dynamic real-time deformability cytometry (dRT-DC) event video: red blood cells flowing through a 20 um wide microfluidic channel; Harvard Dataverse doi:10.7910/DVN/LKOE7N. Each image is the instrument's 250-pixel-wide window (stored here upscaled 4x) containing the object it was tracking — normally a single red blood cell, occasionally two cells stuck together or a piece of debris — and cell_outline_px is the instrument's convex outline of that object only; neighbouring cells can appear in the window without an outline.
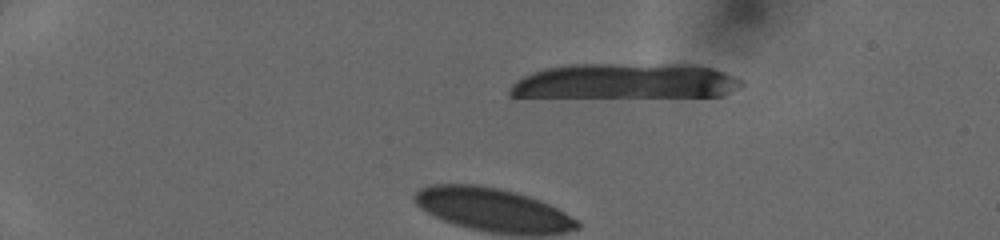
{"species": "human", "species_latin": "Homo sapiens", "temperature_condition": "cold", "stored_images_in_passage": 12, "camera_frame_rate_fps": 3000, "um_per_image_px": 0.085, "donor": {"sex": "female"}, "frame": {"image": 1, "passage_image": 1, "time_ms": 0.0, "image_size_px": [1000, 240], "cell_outline_px": [[744, 84], [732, 92], [724, 96], [508, 96], [508, 88], [516, 80], [532, 72], [544, 68], [568, 64], [700, 64], [724, 72], [740, 80]], "centroid_in_image_um": [53.18, 6.89], "position_along_channel_um": 31.8, "area_um2": 47.74}}